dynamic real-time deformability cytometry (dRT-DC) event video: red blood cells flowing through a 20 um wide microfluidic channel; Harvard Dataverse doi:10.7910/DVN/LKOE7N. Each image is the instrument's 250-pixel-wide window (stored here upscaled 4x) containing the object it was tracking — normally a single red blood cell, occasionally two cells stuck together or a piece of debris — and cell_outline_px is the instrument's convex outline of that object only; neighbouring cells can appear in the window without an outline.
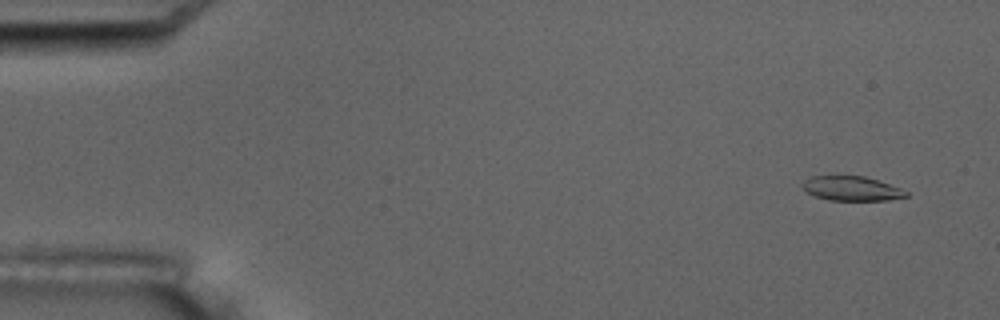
{"species": "common noctule bat (a hibernating species)", "species_latin": "Nyctalus noctula", "temperature_condition": "room temperature", "stored_images_in_passage": 4, "camera_frame_rate_fps": 3000, "um_per_image_px": 0.085, "animal": {"sex": "male", "body_mass_g": 17.5, "forearm_length_mm": 52.3}, "frame": {"image": 1, "passage_image": 1, "time_ms": 0.0, "image_size_px": [1000, 320], "cell_outline_px": [[908, 196], [888, 200], [828, 200], [816, 196], [808, 192], [800, 184], [804, 180], [812, 176], [836, 172], [864, 176], [900, 188], [908, 192]], "centroid_in_image_um": [72.31, 15.96], "position_along_channel_um": 12.7, "area_um2": 15.32}}